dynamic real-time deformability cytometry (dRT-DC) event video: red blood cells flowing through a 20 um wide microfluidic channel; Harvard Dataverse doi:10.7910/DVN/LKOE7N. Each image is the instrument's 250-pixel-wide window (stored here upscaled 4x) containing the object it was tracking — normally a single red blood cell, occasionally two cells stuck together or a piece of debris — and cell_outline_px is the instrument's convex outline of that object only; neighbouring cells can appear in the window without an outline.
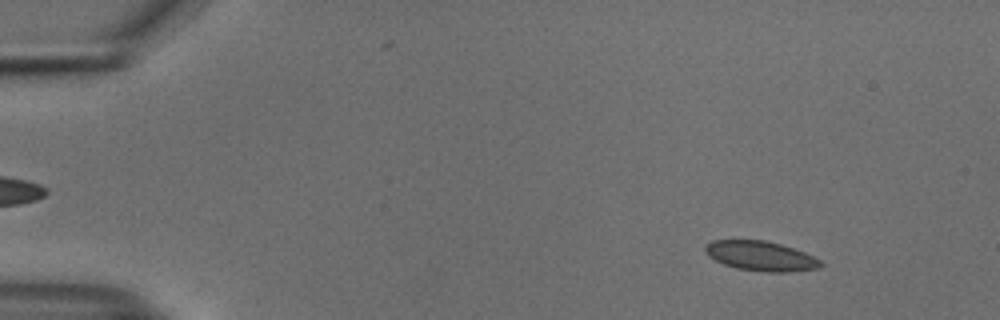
{"species": "common noctule bat (a hibernating species)", "species_latin": "Nyctalus noctula", "temperature_condition": "cold", "stored_images_in_passage": 54, "camera_frame_rate_fps": 3000, "um_per_image_px": 0.085, "animal": {"sex": "male", "body_mass_g": 18.8}, "frame": {"image": 1, "passage_image": 6, "time_ms": 1.667, "image_size_px": [1000, 320], "cell_outline_px": [[824, 264], [820, 268], [788, 272], [768, 272], [736, 268], [724, 264], [708, 256], [704, 252], [704, 244], [712, 240], [764, 240], [780, 244], [804, 252], [820, 260]], "centroid_in_image_um": [64.64, 21.76], "position_along_channel_um": 20.4, "area_um2": 20.0}}
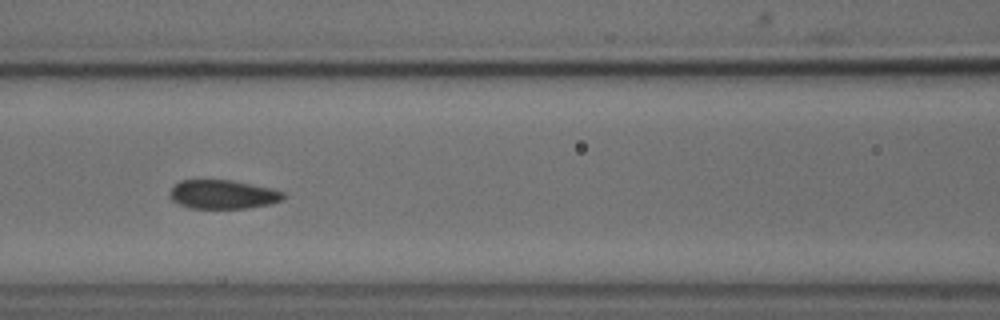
{"frame": {"image": 2, "passage_image": 24, "time_ms": 7.667, "image_size_px": [1000, 320], "cell_outline_px": [[284, 196], [280, 200], [268, 204], [248, 208], [188, 208], [172, 200], [168, 196], [168, 192], [180, 180], [232, 180], [268, 188], [284, 192]], "centroid_in_image_um": [18.87, 16.52], "position_along_channel_um": 147.7, "area_um2": 18.9}}
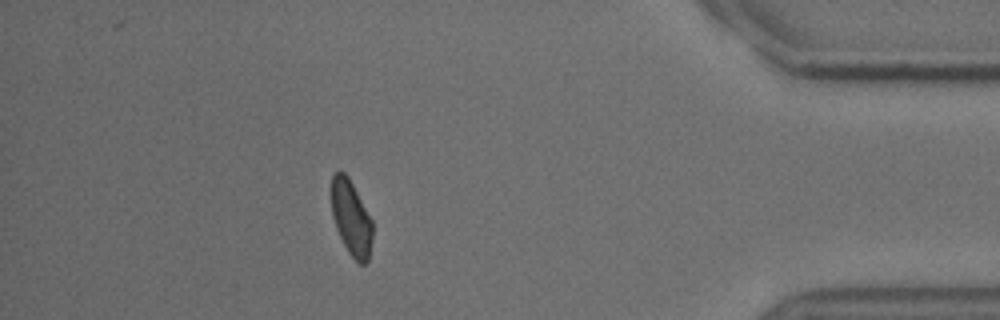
{"frame": {"image": 3, "passage_image": 48, "time_ms": 15.667, "image_size_px": [1000, 320], "cell_outline_px": [[372, 240], [368, 264], [360, 264], [348, 252], [336, 228], [332, 216], [332, 176], [340, 168], [348, 176], [372, 220]], "centroid_in_image_um": [29.86, 18.53], "position_along_channel_um": 405.3, "area_um2": 17.92}, "authors_computed_cell_mechanics": {"area_um2": 19.8254, "velocity_mm_per_s": 3.7286, "shape_relaxation_time_tau1_ms": 4.0562, "shape_relaxation_time_tau2_ms": null, "deformation_change_tau1": 0.0916, "deformation_change_tau2": null}}